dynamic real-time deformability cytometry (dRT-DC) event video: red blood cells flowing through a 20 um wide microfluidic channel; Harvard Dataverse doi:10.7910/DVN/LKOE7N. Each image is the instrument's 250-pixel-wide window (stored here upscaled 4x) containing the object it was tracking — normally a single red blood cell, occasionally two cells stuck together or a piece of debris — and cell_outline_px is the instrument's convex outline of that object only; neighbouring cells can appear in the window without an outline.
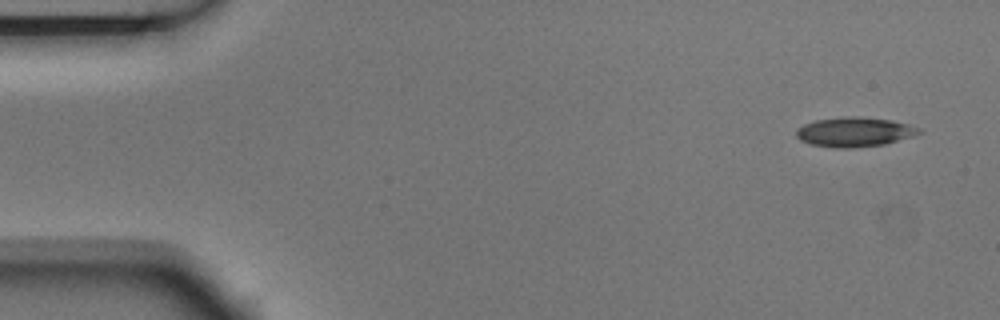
{"species": "Egyptian fruit bat (a non-hibernating species)", "species_latin": "Rousettus aegyptiacus", "temperature_condition": "room temperature", "stored_images_in_passage": 5, "camera_frame_rate_fps": 3000, "um_per_image_px": 0.085, "animal": {"sex": "male"}, "frame": {"image": 1, "passage_image": 1, "time_ms": 0.0, "image_size_px": [1000, 320], "cell_outline_px": [[924, 132], [912, 136], [884, 144], [852, 148], [832, 148], [812, 144], [800, 140], [796, 136], [796, 128], [804, 124], [816, 120], [852, 116], [856, 116], [892, 120], [908, 124], [920, 128]], "centroid_in_image_um": [72.63, 11.22], "position_along_channel_um": 12.4, "area_um2": 21.1}}
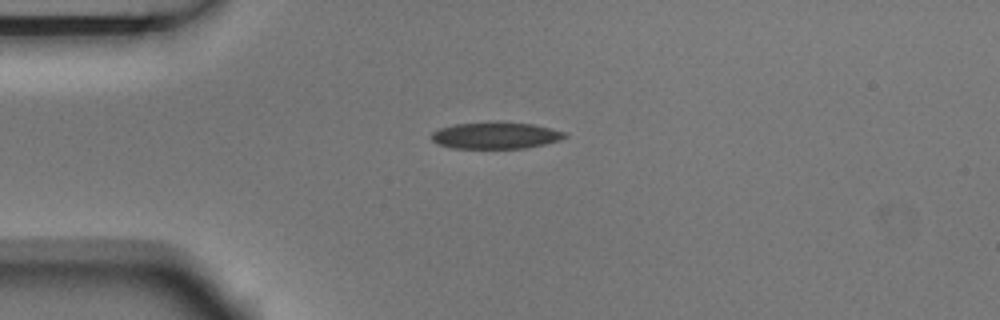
{"frame": {"image": 2, "passage_image": 3, "time_ms": 0.667, "image_size_px": [1000, 320], "cell_outline_px": [[568, 136], [560, 140], [544, 144], [524, 148], [452, 148], [440, 144], [432, 140], [432, 132], [440, 128], [452, 124], [496, 120], [532, 124], [568, 132]], "centroid_in_image_um": [42.15, 11.48], "position_along_channel_um": 42.8, "area_um2": 21.1}}
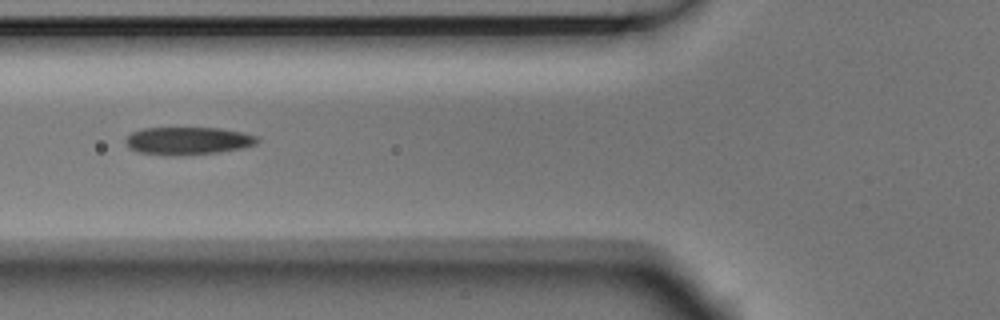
{"frame": {"image": 3, "passage_image": 5, "time_ms": 1.333, "image_size_px": [1000, 320], "cell_outline_px": [[260, 140], [256, 144], [244, 148], [220, 152], [180, 156], [168, 156], [140, 152], [128, 148], [124, 140], [132, 132], [144, 128], [220, 128], [244, 132], [260, 136]], "centroid_in_image_um": [16.02, 11.98], "position_along_channel_um": 109.8, "area_um2": 21.68}}